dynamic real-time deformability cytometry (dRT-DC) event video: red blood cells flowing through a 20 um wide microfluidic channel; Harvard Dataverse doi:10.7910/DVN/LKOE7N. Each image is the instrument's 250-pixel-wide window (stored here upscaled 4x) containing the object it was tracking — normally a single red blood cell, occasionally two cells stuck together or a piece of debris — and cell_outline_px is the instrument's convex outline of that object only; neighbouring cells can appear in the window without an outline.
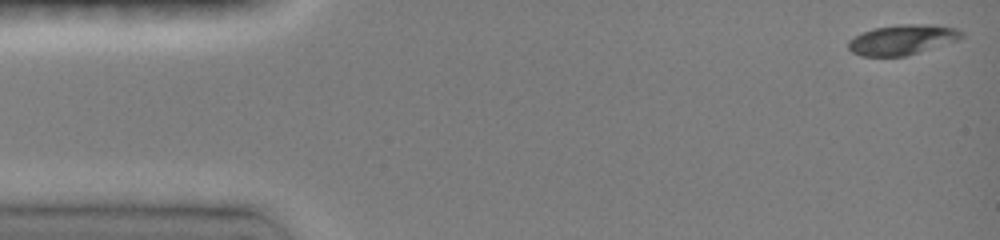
{"species": "common noctule bat (a hibernating species)", "species_latin": "Nyctalus noctula", "temperature_condition": "room temperature", "stored_images_in_passage": 51, "camera_frame_rate_fps": 3000, "um_per_image_px": 0.085, "animal": {"sex": "female", "body_mass_g": 19.0, "forearm_length_mm": 51.5}, "frame": {"image": 1, "passage_image": 1, "time_ms": 0.0, "image_size_px": [1000, 240], "cell_outline_px": [[964, 36], [960, 40], [904, 56], [860, 56], [852, 52], [848, 48], [848, 40], [872, 28], [896, 24], [932, 24], [956, 28], [964, 32]], "centroid_in_image_um": [76.72, 3.36], "position_along_channel_um": 8.3, "area_um2": 20.0}}
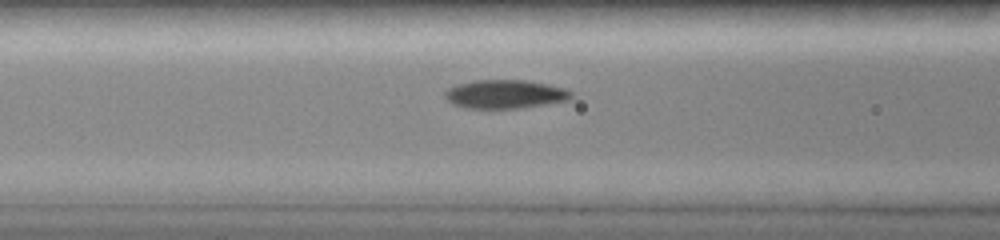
{"frame": {"image": 2, "passage_image": 21, "time_ms": 5.667, "image_size_px": [1000, 240], "cell_outline_px": [[572, 96], [568, 100], [520, 108], [468, 108], [452, 104], [444, 96], [444, 92], [448, 88], [456, 84], [472, 80], [524, 80], [548, 84], [564, 88], [572, 92]], "centroid_in_image_um": [42.89, 7.99], "position_along_channel_um": 123.7, "area_um2": 21.04}}
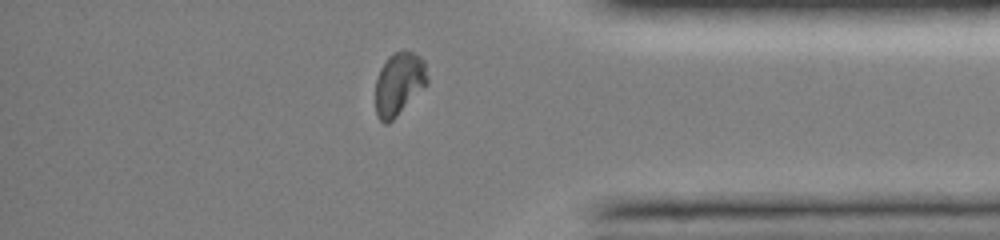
{"frame": {"image": 3, "passage_image": 46, "time_ms": 12.667, "image_size_px": [1000, 240], "cell_outline_px": [[428, 84], [388, 124], [384, 124], [376, 116], [376, 80], [380, 68], [388, 56], [404, 48], [420, 56], [424, 60], [428, 76]], "centroid_in_image_um": [33.92, 7.09], "position_along_channel_um": 401.3, "area_um2": 19.19}, "authors_computed_cell_mechanics": {"area_um2": 20.4034, "velocity_mm_per_s": 4.0973, "shape_relaxation_time_tau1_ms": 8.693, "shape_relaxation_time_tau2_ms": null, "deformation_change_tau1": 0.2727, "deformation_change_tau2": null}}